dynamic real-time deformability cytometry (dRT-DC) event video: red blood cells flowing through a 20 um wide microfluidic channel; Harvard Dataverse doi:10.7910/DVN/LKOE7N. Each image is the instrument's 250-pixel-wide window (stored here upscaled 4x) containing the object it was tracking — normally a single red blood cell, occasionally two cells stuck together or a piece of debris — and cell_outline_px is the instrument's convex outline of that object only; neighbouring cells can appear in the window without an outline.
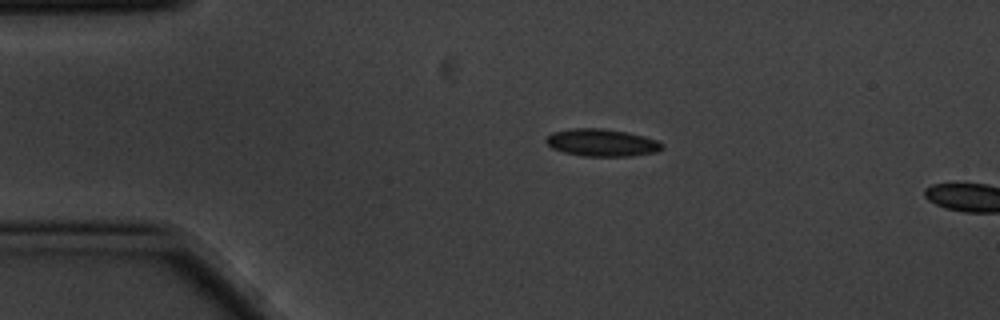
{"species": "common noctule bat (a hibernating species)", "species_latin": "Nyctalus noctula", "temperature_condition": "cold", "stored_images_in_passage": 5, "camera_frame_rate_fps": 3000, "um_per_image_px": 0.085, "animal": {"sex": "male", "body_mass_g": 20.1, "forearm_length_mm": 53.5}, "frame": {"image": 1, "passage_image": 4, "time_ms": 1.0, "image_size_px": [1000, 320], "cell_outline_px": [[664, 148], [656, 152], [628, 156], [584, 156], [564, 152], [552, 148], [544, 140], [552, 132], [572, 128], [600, 128], [624, 132], [644, 136], [656, 140], [664, 144]], "centroid_in_image_um": [51.15, 12.12], "position_along_channel_um": 33.9, "area_um2": 18.38}}